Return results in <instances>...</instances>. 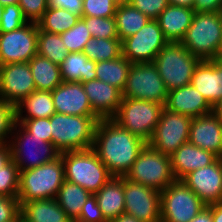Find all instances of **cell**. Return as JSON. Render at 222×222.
Segmentation results:
<instances>
[{
	"instance_id": "15",
	"label": "cell",
	"mask_w": 222,
	"mask_h": 222,
	"mask_svg": "<svg viewBox=\"0 0 222 222\" xmlns=\"http://www.w3.org/2000/svg\"><path fill=\"white\" fill-rule=\"evenodd\" d=\"M125 213L142 222H161V193L124 177Z\"/></svg>"
},
{
	"instance_id": "8",
	"label": "cell",
	"mask_w": 222,
	"mask_h": 222,
	"mask_svg": "<svg viewBox=\"0 0 222 222\" xmlns=\"http://www.w3.org/2000/svg\"><path fill=\"white\" fill-rule=\"evenodd\" d=\"M164 105L131 98H122L117 113L111 118L120 127L149 142L156 129Z\"/></svg>"
},
{
	"instance_id": "59",
	"label": "cell",
	"mask_w": 222,
	"mask_h": 222,
	"mask_svg": "<svg viewBox=\"0 0 222 222\" xmlns=\"http://www.w3.org/2000/svg\"><path fill=\"white\" fill-rule=\"evenodd\" d=\"M10 222H19V216L15 220H12Z\"/></svg>"
},
{
	"instance_id": "12",
	"label": "cell",
	"mask_w": 222,
	"mask_h": 222,
	"mask_svg": "<svg viewBox=\"0 0 222 222\" xmlns=\"http://www.w3.org/2000/svg\"><path fill=\"white\" fill-rule=\"evenodd\" d=\"M167 43L158 21L150 19L137 33L121 41L122 55L132 64L153 63Z\"/></svg>"
},
{
	"instance_id": "30",
	"label": "cell",
	"mask_w": 222,
	"mask_h": 222,
	"mask_svg": "<svg viewBox=\"0 0 222 222\" xmlns=\"http://www.w3.org/2000/svg\"><path fill=\"white\" fill-rule=\"evenodd\" d=\"M114 18L117 34L121 41L137 33L150 20L125 0L119 2Z\"/></svg>"
},
{
	"instance_id": "55",
	"label": "cell",
	"mask_w": 222,
	"mask_h": 222,
	"mask_svg": "<svg viewBox=\"0 0 222 222\" xmlns=\"http://www.w3.org/2000/svg\"><path fill=\"white\" fill-rule=\"evenodd\" d=\"M18 3H19V0H0V4L3 7L8 6V5H15Z\"/></svg>"
},
{
	"instance_id": "25",
	"label": "cell",
	"mask_w": 222,
	"mask_h": 222,
	"mask_svg": "<svg viewBox=\"0 0 222 222\" xmlns=\"http://www.w3.org/2000/svg\"><path fill=\"white\" fill-rule=\"evenodd\" d=\"M94 195L108 222L125 213L124 176L111 177Z\"/></svg>"
},
{
	"instance_id": "3",
	"label": "cell",
	"mask_w": 222,
	"mask_h": 222,
	"mask_svg": "<svg viewBox=\"0 0 222 222\" xmlns=\"http://www.w3.org/2000/svg\"><path fill=\"white\" fill-rule=\"evenodd\" d=\"M181 43L201 61L216 59L222 43L221 12H195Z\"/></svg>"
},
{
	"instance_id": "39",
	"label": "cell",
	"mask_w": 222,
	"mask_h": 222,
	"mask_svg": "<svg viewBox=\"0 0 222 222\" xmlns=\"http://www.w3.org/2000/svg\"><path fill=\"white\" fill-rule=\"evenodd\" d=\"M120 1L121 0H83L82 16L114 17Z\"/></svg>"
},
{
	"instance_id": "20",
	"label": "cell",
	"mask_w": 222,
	"mask_h": 222,
	"mask_svg": "<svg viewBox=\"0 0 222 222\" xmlns=\"http://www.w3.org/2000/svg\"><path fill=\"white\" fill-rule=\"evenodd\" d=\"M190 84L211 107L215 106L222 99V62L217 59L200 61Z\"/></svg>"
},
{
	"instance_id": "21",
	"label": "cell",
	"mask_w": 222,
	"mask_h": 222,
	"mask_svg": "<svg viewBox=\"0 0 222 222\" xmlns=\"http://www.w3.org/2000/svg\"><path fill=\"white\" fill-rule=\"evenodd\" d=\"M164 108L191 118L212 113L208 101L191 84L168 91Z\"/></svg>"
},
{
	"instance_id": "50",
	"label": "cell",
	"mask_w": 222,
	"mask_h": 222,
	"mask_svg": "<svg viewBox=\"0 0 222 222\" xmlns=\"http://www.w3.org/2000/svg\"><path fill=\"white\" fill-rule=\"evenodd\" d=\"M12 160L9 144L0 145V169Z\"/></svg>"
},
{
	"instance_id": "35",
	"label": "cell",
	"mask_w": 222,
	"mask_h": 222,
	"mask_svg": "<svg viewBox=\"0 0 222 222\" xmlns=\"http://www.w3.org/2000/svg\"><path fill=\"white\" fill-rule=\"evenodd\" d=\"M68 53L69 51L60 34L38 31L37 54L49 59L54 64L60 65Z\"/></svg>"
},
{
	"instance_id": "5",
	"label": "cell",
	"mask_w": 222,
	"mask_h": 222,
	"mask_svg": "<svg viewBox=\"0 0 222 222\" xmlns=\"http://www.w3.org/2000/svg\"><path fill=\"white\" fill-rule=\"evenodd\" d=\"M64 180L61 156L39 167L20 171L17 196L20 206L27 201L56 198Z\"/></svg>"
},
{
	"instance_id": "41",
	"label": "cell",
	"mask_w": 222,
	"mask_h": 222,
	"mask_svg": "<svg viewBox=\"0 0 222 222\" xmlns=\"http://www.w3.org/2000/svg\"><path fill=\"white\" fill-rule=\"evenodd\" d=\"M27 23L28 20L24 17L22 9L18 4L8 5L4 7L0 32H10L21 28Z\"/></svg>"
},
{
	"instance_id": "58",
	"label": "cell",
	"mask_w": 222,
	"mask_h": 222,
	"mask_svg": "<svg viewBox=\"0 0 222 222\" xmlns=\"http://www.w3.org/2000/svg\"><path fill=\"white\" fill-rule=\"evenodd\" d=\"M19 222H26L25 220L22 219L21 214L19 215Z\"/></svg>"
},
{
	"instance_id": "11",
	"label": "cell",
	"mask_w": 222,
	"mask_h": 222,
	"mask_svg": "<svg viewBox=\"0 0 222 222\" xmlns=\"http://www.w3.org/2000/svg\"><path fill=\"white\" fill-rule=\"evenodd\" d=\"M168 91L153 63H134L128 71L122 98L146 100L165 105Z\"/></svg>"
},
{
	"instance_id": "46",
	"label": "cell",
	"mask_w": 222,
	"mask_h": 222,
	"mask_svg": "<svg viewBox=\"0 0 222 222\" xmlns=\"http://www.w3.org/2000/svg\"><path fill=\"white\" fill-rule=\"evenodd\" d=\"M17 197H0V222H10L20 215Z\"/></svg>"
},
{
	"instance_id": "13",
	"label": "cell",
	"mask_w": 222,
	"mask_h": 222,
	"mask_svg": "<svg viewBox=\"0 0 222 222\" xmlns=\"http://www.w3.org/2000/svg\"><path fill=\"white\" fill-rule=\"evenodd\" d=\"M192 118L163 109L160 120L148 144L159 152L171 156L189 141Z\"/></svg>"
},
{
	"instance_id": "56",
	"label": "cell",
	"mask_w": 222,
	"mask_h": 222,
	"mask_svg": "<svg viewBox=\"0 0 222 222\" xmlns=\"http://www.w3.org/2000/svg\"><path fill=\"white\" fill-rule=\"evenodd\" d=\"M216 59L222 62V43H221V47H220V50L218 52V56L216 57Z\"/></svg>"
},
{
	"instance_id": "37",
	"label": "cell",
	"mask_w": 222,
	"mask_h": 222,
	"mask_svg": "<svg viewBox=\"0 0 222 222\" xmlns=\"http://www.w3.org/2000/svg\"><path fill=\"white\" fill-rule=\"evenodd\" d=\"M93 38L119 39L116 29V20L114 17H81Z\"/></svg>"
},
{
	"instance_id": "47",
	"label": "cell",
	"mask_w": 222,
	"mask_h": 222,
	"mask_svg": "<svg viewBox=\"0 0 222 222\" xmlns=\"http://www.w3.org/2000/svg\"><path fill=\"white\" fill-rule=\"evenodd\" d=\"M49 7L63 8L74 15L82 17L83 0H48Z\"/></svg>"
},
{
	"instance_id": "40",
	"label": "cell",
	"mask_w": 222,
	"mask_h": 222,
	"mask_svg": "<svg viewBox=\"0 0 222 222\" xmlns=\"http://www.w3.org/2000/svg\"><path fill=\"white\" fill-rule=\"evenodd\" d=\"M16 122V106L0 100V145L9 142L7 138L12 135Z\"/></svg>"
},
{
	"instance_id": "2",
	"label": "cell",
	"mask_w": 222,
	"mask_h": 222,
	"mask_svg": "<svg viewBox=\"0 0 222 222\" xmlns=\"http://www.w3.org/2000/svg\"><path fill=\"white\" fill-rule=\"evenodd\" d=\"M99 116L55 113L50 117L52 143L60 153L93 148Z\"/></svg>"
},
{
	"instance_id": "28",
	"label": "cell",
	"mask_w": 222,
	"mask_h": 222,
	"mask_svg": "<svg viewBox=\"0 0 222 222\" xmlns=\"http://www.w3.org/2000/svg\"><path fill=\"white\" fill-rule=\"evenodd\" d=\"M28 64L36 90L51 92L63 82L59 65L54 64L49 59L36 54Z\"/></svg>"
},
{
	"instance_id": "17",
	"label": "cell",
	"mask_w": 222,
	"mask_h": 222,
	"mask_svg": "<svg viewBox=\"0 0 222 222\" xmlns=\"http://www.w3.org/2000/svg\"><path fill=\"white\" fill-rule=\"evenodd\" d=\"M182 181L206 206L222 203V158L190 172Z\"/></svg>"
},
{
	"instance_id": "38",
	"label": "cell",
	"mask_w": 222,
	"mask_h": 222,
	"mask_svg": "<svg viewBox=\"0 0 222 222\" xmlns=\"http://www.w3.org/2000/svg\"><path fill=\"white\" fill-rule=\"evenodd\" d=\"M20 170L11 160L0 169V197H17Z\"/></svg>"
},
{
	"instance_id": "53",
	"label": "cell",
	"mask_w": 222,
	"mask_h": 222,
	"mask_svg": "<svg viewBox=\"0 0 222 222\" xmlns=\"http://www.w3.org/2000/svg\"><path fill=\"white\" fill-rule=\"evenodd\" d=\"M169 4L178 5V6H187L192 8L194 0H168Z\"/></svg>"
},
{
	"instance_id": "26",
	"label": "cell",
	"mask_w": 222,
	"mask_h": 222,
	"mask_svg": "<svg viewBox=\"0 0 222 222\" xmlns=\"http://www.w3.org/2000/svg\"><path fill=\"white\" fill-rule=\"evenodd\" d=\"M20 212L26 222H73L55 198L24 202Z\"/></svg>"
},
{
	"instance_id": "54",
	"label": "cell",
	"mask_w": 222,
	"mask_h": 222,
	"mask_svg": "<svg viewBox=\"0 0 222 222\" xmlns=\"http://www.w3.org/2000/svg\"><path fill=\"white\" fill-rule=\"evenodd\" d=\"M212 112L222 122V99L215 106L212 107Z\"/></svg>"
},
{
	"instance_id": "31",
	"label": "cell",
	"mask_w": 222,
	"mask_h": 222,
	"mask_svg": "<svg viewBox=\"0 0 222 222\" xmlns=\"http://www.w3.org/2000/svg\"><path fill=\"white\" fill-rule=\"evenodd\" d=\"M90 195L91 193L80 185L64 180L55 199L68 217L75 222Z\"/></svg>"
},
{
	"instance_id": "43",
	"label": "cell",
	"mask_w": 222,
	"mask_h": 222,
	"mask_svg": "<svg viewBox=\"0 0 222 222\" xmlns=\"http://www.w3.org/2000/svg\"><path fill=\"white\" fill-rule=\"evenodd\" d=\"M152 20H156L161 12L169 5L168 0H125Z\"/></svg>"
},
{
	"instance_id": "42",
	"label": "cell",
	"mask_w": 222,
	"mask_h": 222,
	"mask_svg": "<svg viewBox=\"0 0 222 222\" xmlns=\"http://www.w3.org/2000/svg\"><path fill=\"white\" fill-rule=\"evenodd\" d=\"M16 121L32 135L52 143L50 118L16 119Z\"/></svg>"
},
{
	"instance_id": "52",
	"label": "cell",
	"mask_w": 222,
	"mask_h": 222,
	"mask_svg": "<svg viewBox=\"0 0 222 222\" xmlns=\"http://www.w3.org/2000/svg\"><path fill=\"white\" fill-rule=\"evenodd\" d=\"M110 222H142L137 220L135 217L123 213L121 215H119L117 218L112 219Z\"/></svg>"
},
{
	"instance_id": "57",
	"label": "cell",
	"mask_w": 222,
	"mask_h": 222,
	"mask_svg": "<svg viewBox=\"0 0 222 222\" xmlns=\"http://www.w3.org/2000/svg\"><path fill=\"white\" fill-rule=\"evenodd\" d=\"M3 12H4V7L0 4V24H1Z\"/></svg>"
},
{
	"instance_id": "45",
	"label": "cell",
	"mask_w": 222,
	"mask_h": 222,
	"mask_svg": "<svg viewBox=\"0 0 222 222\" xmlns=\"http://www.w3.org/2000/svg\"><path fill=\"white\" fill-rule=\"evenodd\" d=\"M75 222H108L103 216L94 194L88 197L82 206L79 218Z\"/></svg>"
},
{
	"instance_id": "36",
	"label": "cell",
	"mask_w": 222,
	"mask_h": 222,
	"mask_svg": "<svg viewBox=\"0 0 222 222\" xmlns=\"http://www.w3.org/2000/svg\"><path fill=\"white\" fill-rule=\"evenodd\" d=\"M60 36L69 53L82 52L86 43L92 38L82 18L72 28L60 34Z\"/></svg>"
},
{
	"instance_id": "34",
	"label": "cell",
	"mask_w": 222,
	"mask_h": 222,
	"mask_svg": "<svg viewBox=\"0 0 222 222\" xmlns=\"http://www.w3.org/2000/svg\"><path fill=\"white\" fill-rule=\"evenodd\" d=\"M82 52L94 62L113 60L122 55L121 40L92 37Z\"/></svg>"
},
{
	"instance_id": "22",
	"label": "cell",
	"mask_w": 222,
	"mask_h": 222,
	"mask_svg": "<svg viewBox=\"0 0 222 222\" xmlns=\"http://www.w3.org/2000/svg\"><path fill=\"white\" fill-rule=\"evenodd\" d=\"M82 84L92 110L101 119H111L117 113L121 104L122 92L98 79Z\"/></svg>"
},
{
	"instance_id": "32",
	"label": "cell",
	"mask_w": 222,
	"mask_h": 222,
	"mask_svg": "<svg viewBox=\"0 0 222 222\" xmlns=\"http://www.w3.org/2000/svg\"><path fill=\"white\" fill-rule=\"evenodd\" d=\"M131 64L123 55L113 60L96 62L97 79L122 92Z\"/></svg>"
},
{
	"instance_id": "4",
	"label": "cell",
	"mask_w": 222,
	"mask_h": 222,
	"mask_svg": "<svg viewBox=\"0 0 222 222\" xmlns=\"http://www.w3.org/2000/svg\"><path fill=\"white\" fill-rule=\"evenodd\" d=\"M64 163L65 180L78 184L95 194L113 177L93 148L64 152L60 155Z\"/></svg>"
},
{
	"instance_id": "48",
	"label": "cell",
	"mask_w": 222,
	"mask_h": 222,
	"mask_svg": "<svg viewBox=\"0 0 222 222\" xmlns=\"http://www.w3.org/2000/svg\"><path fill=\"white\" fill-rule=\"evenodd\" d=\"M195 12H221L222 0H194Z\"/></svg>"
},
{
	"instance_id": "29",
	"label": "cell",
	"mask_w": 222,
	"mask_h": 222,
	"mask_svg": "<svg viewBox=\"0 0 222 222\" xmlns=\"http://www.w3.org/2000/svg\"><path fill=\"white\" fill-rule=\"evenodd\" d=\"M25 109L28 114L22 116ZM55 113L50 91L35 90L16 105V119L50 118Z\"/></svg>"
},
{
	"instance_id": "18",
	"label": "cell",
	"mask_w": 222,
	"mask_h": 222,
	"mask_svg": "<svg viewBox=\"0 0 222 222\" xmlns=\"http://www.w3.org/2000/svg\"><path fill=\"white\" fill-rule=\"evenodd\" d=\"M56 113L75 116H98L91 107L81 82H62L51 91Z\"/></svg>"
},
{
	"instance_id": "1",
	"label": "cell",
	"mask_w": 222,
	"mask_h": 222,
	"mask_svg": "<svg viewBox=\"0 0 222 222\" xmlns=\"http://www.w3.org/2000/svg\"><path fill=\"white\" fill-rule=\"evenodd\" d=\"M146 144L112 119L96 124L93 149L112 176H125Z\"/></svg>"
},
{
	"instance_id": "10",
	"label": "cell",
	"mask_w": 222,
	"mask_h": 222,
	"mask_svg": "<svg viewBox=\"0 0 222 222\" xmlns=\"http://www.w3.org/2000/svg\"><path fill=\"white\" fill-rule=\"evenodd\" d=\"M160 193L161 222H190L206 207L182 180H174Z\"/></svg>"
},
{
	"instance_id": "7",
	"label": "cell",
	"mask_w": 222,
	"mask_h": 222,
	"mask_svg": "<svg viewBox=\"0 0 222 222\" xmlns=\"http://www.w3.org/2000/svg\"><path fill=\"white\" fill-rule=\"evenodd\" d=\"M124 177L160 192L176 180L170 156L155 150L148 143Z\"/></svg>"
},
{
	"instance_id": "9",
	"label": "cell",
	"mask_w": 222,
	"mask_h": 222,
	"mask_svg": "<svg viewBox=\"0 0 222 222\" xmlns=\"http://www.w3.org/2000/svg\"><path fill=\"white\" fill-rule=\"evenodd\" d=\"M15 130L18 132H14ZM12 134H15L13 135L14 138L8 142L11 158L20 171L39 167L56 160L61 155L53 143L43 141V139L32 135L18 122H16Z\"/></svg>"
},
{
	"instance_id": "51",
	"label": "cell",
	"mask_w": 222,
	"mask_h": 222,
	"mask_svg": "<svg viewBox=\"0 0 222 222\" xmlns=\"http://www.w3.org/2000/svg\"><path fill=\"white\" fill-rule=\"evenodd\" d=\"M213 222H222V203L212 204Z\"/></svg>"
},
{
	"instance_id": "16",
	"label": "cell",
	"mask_w": 222,
	"mask_h": 222,
	"mask_svg": "<svg viewBox=\"0 0 222 222\" xmlns=\"http://www.w3.org/2000/svg\"><path fill=\"white\" fill-rule=\"evenodd\" d=\"M35 90L28 62L0 65V100L16 106Z\"/></svg>"
},
{
	"instance_id": "24",
	"label": "cell",
	"mask_w": 222,
	"mask_h": 222,
	"mask_svg": "<svg viewBox=\"0 0 222 222\" xmlns=\"http://www.w3.org/2000/svg\"><path fill=\"white\" fill-rule=\"evenodd\" d=\"M194 14L193 8L169 4L156 20L168 42H181Z\"/></svg>"
},
{
	"instance_id": "14",
	"label": "cell",
	"mask_w": 222,
	"mask_h": 222,
	"mask_svg": "<svg viewBox=\"0 0 222 222\" xmlns=\"http://www.w3.org/2000/svg\"><path fill=\"white\" fill-rule=\"evenodd\" d=\"M37 37L35 22L10 32H0V65L29 62L37 54Z\"/></svg>"
},
{
	"instance_id": "49",
	"label": "cell",
	"mask_w": 222,
	"mask_h": 222,
	"mask_svg": "<svg viewBox=\"0 0 222 222\" xmlns=\"http://www.w3.org/2000/svg\"><path fill=\"white\" fill-rule=\"evenodd\" d=\"M190 222H213V219H212V204L206 206Z\"/></svg>"
},
{
	"instance_id": "6",
	"label": "cell",
	"mask_w": 222,
	"mask_h": 222,
	"mask_svg": "<svg viewBox=\"0 0 222 222\" xmlns=\"http://www.w3.org/2000/svg\"><path fill=\"white\" fill-rule=\"evenodd\" d=\"M201 60L192 55L181 42H168L153 61L167 91L191 83Z\"/></svg>"
},
{
	"instance_id": "23",
	"label": "cell",
	"mask_w": 222,
	"mask_h": 222,
	"mask_svg": "<svg viewBox=\"0 0 222 222\" xmlns=\"http://www.w3.org/2000/svg\"><path fill=\"white\" fill-rule=\"evenodd\" d=\"M170 158L176 180H182L190 172L212 164L218 157L188 141L181 145Z\"/></svg>"
},
{
	"instance_id": "33",
	"label": "cell",
	"mask_w": 222,
	"mask_h": 222,
	"mask_svg": "<svg viewBox=\"0 0 222 222\" xmlns=\"http://www.w3.org/2000/svg\"><path fill=\"white\" fill-rule=\"evenodd\" d=\"M80 19L63 8L48 7L43 16L36 22L38 31L62 34L72 28Z\"/></svg>"
},
{
	"instance_id": "44",
	"label": "cell",
	"mask_w": 222,
	"mask_h": 222,
	"mask_svg": "<svg viewBox=\"0 0 222 222\" xmlns=\"http://www.w3.org/2000/svg\"><path fill=\"white\" fill-rule=\"evenodd\" d=\"M24 17L28 22H37L49 7L48 0H19Z\"/></svg>"
},
{
	"instance_id": "19",
	"label": "cell",
	"mask_w": 222,
	"mask_h": 222,
	"mask_svg": "<svg viewBox=\"0 0 222 222\" xmlns=\"http://www.w3.org/2000/svg\"><path fill=\"white\" fill-rule=\"evenodd\" d=\"M189 142L222 158V122L213 112L193 117L190 123Z\"/></svg>"
},
{
	"instance_id": "27",
	"label": "cell",
	"mask_w": 222,
	"mask_h": 222,
	"mask_svg": "<svg viewBox=\"0 0 222 222\" xmlns=\"http://www.w3.org/2000/svg\"><path fill=\"white\" fill-rule=\"evenodd\" d=\"M64 82L86 83L97 79L96 62L90 60L83 52H70L59 65Z\"/></svg>"
}]
</instances>
